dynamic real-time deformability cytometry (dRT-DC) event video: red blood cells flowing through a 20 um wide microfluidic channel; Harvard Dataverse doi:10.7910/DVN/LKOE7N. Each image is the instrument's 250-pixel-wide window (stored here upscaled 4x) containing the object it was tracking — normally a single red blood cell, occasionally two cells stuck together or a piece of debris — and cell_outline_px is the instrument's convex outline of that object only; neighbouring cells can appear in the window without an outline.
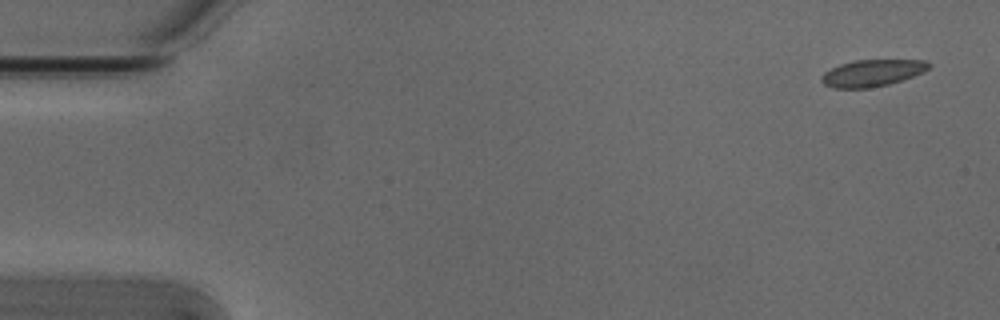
{"species": "Egyptian fruit bat (a non-hibernating species)", "species_latin": "Rousettus aegyptiacus", "temperature_condition": "cold", "stored_images_in_passage": 7, "camera_frame_rate_fps": 3000, "um_per_image_px": 0.085, "animal": {"sex": "male"}, "frame": {"image": 1, "passage_image": 1, "time_ms": 0.0, "image_size_px": [1000, 320], "cell_outline_px": [[932, 64], [928, 68], [912, 76], [888, 84], [868, 88], [836, 88], [824, 84], [820, 80], [820, 76], [824, 72], [840, 64], [856, 60], [928, 60]], "centroid_in_image_um": [74.1, 6.2], "position_along_channel_um": 10.9, "area_um2": 16.53}}
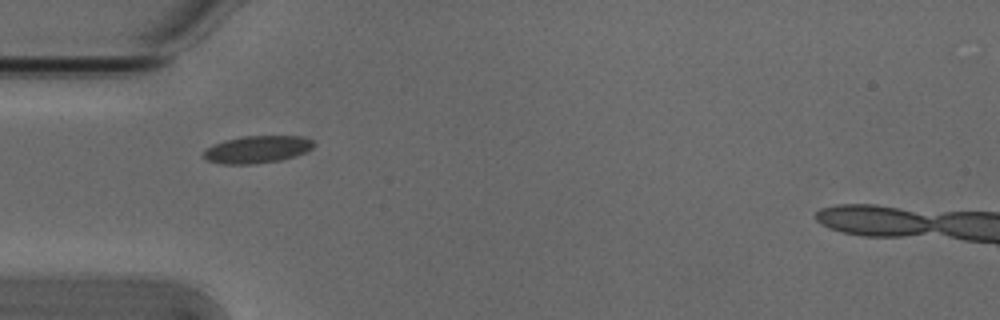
{"frame": {"image": 2, "passage_image": 5, "time_ms": 1.333, "image_size_px": [1000, 320], "cell_outline_px": [[316, 144], [312, 148], [304, 152], [280, 160], [252, 164], [220, 164], [208, 160], [204, 156], [204, 148], [212, 144], [224, 140], [240, 136], [300, 136], [312, 140]], "centroid_in_image_um": [21.81, 12.69], "position_along_channel_um": 63.2, "area_um2": 17.51}}
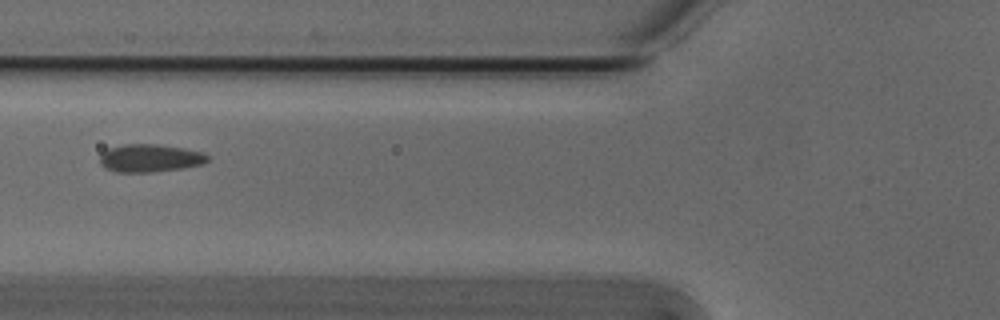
{"frame": {"image": 3, "passage_image": 6, "time_ms": 1.667, "image_size_px": [1000, 320], "cell_outline_px": [[208, 160], [204, 164], [184, 168], [148, 172], [116, 172], [100, 164], [100, 156], [108, 148], [124, 144], [156, 144], [184, 148], [204, 152], [208, 156]], "centroid_in_image_um": [12.78, 13.43], "position_along_channel_um": 113.0, "area_um2": 17.46}}